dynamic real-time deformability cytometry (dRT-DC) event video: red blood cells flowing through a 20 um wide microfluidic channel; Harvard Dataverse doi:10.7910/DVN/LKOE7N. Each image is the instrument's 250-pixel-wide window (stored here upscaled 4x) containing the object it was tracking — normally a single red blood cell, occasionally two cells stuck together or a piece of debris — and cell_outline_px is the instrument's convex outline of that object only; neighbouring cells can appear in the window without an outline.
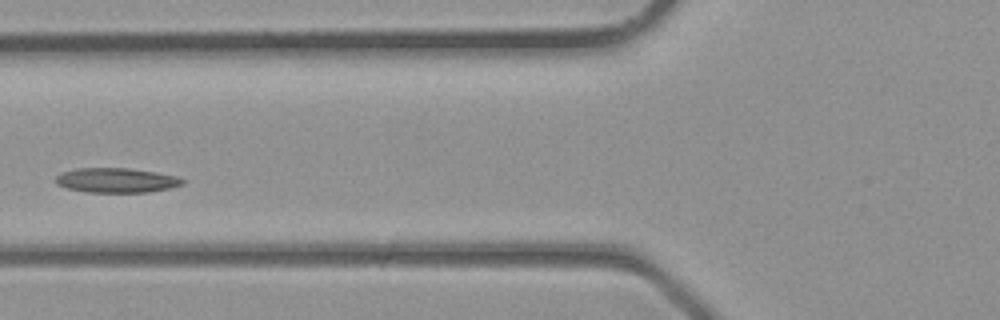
{"species": "common noctule bat (a hibernating species)", "species_latin": "Nyctalus noctula", "temperature_condition": "room temperature", "stored_images_in_passage": 2, "camera_frame_rate_fps": 3000, "um_per_image_px": 0.085, "animal": {"sex": "male", "body_mass_g": 23.1, "forearm_length_mm": 52.7}, "frame": {"image": 1, "passage_image": 2, "time_ms": 0.333, "image_size_px": [1000, 320], "cell_outline_px": [[184, 184], [168, 188], [148, 192], [88, 192], [68, 188], [56, 184], [56, 176], [60, 172], [76, 168], [128, 168], [156, 172], [180, 176], [184, 180]], "centroid_in_image_um": [9.9, 15.31], "position_along_channel_um": 115.9, "area_um2": 18.26}}